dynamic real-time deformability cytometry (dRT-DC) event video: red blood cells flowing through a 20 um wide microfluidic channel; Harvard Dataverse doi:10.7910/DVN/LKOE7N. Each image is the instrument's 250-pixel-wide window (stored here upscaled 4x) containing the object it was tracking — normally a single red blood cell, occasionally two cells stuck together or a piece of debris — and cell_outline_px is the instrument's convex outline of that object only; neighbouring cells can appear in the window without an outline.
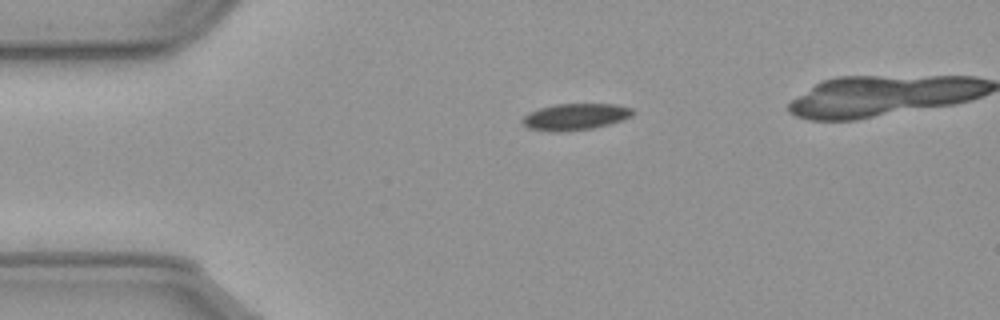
{"species": "common noctule bat (a hibernating species)", "species_latin": "Nyctalus noctula", "temperature_condition": "cold", "stored_images_in_passage": 37, "camera_frame_rate_fps": 3000, "um_per_image_px": 0.085, "animal": {"sex": "male", "body_mass_g": 23.1, "forearm_length_mm": 52.7}, "frame": {"image": 1, "passage_image": 1, "time_ms": 0.0, "image_size_px": [1000, 320], "cell_outline_px": [[632, 116], [620, 120], [592, 128], [528, 128], [520, 120], [528, 112], [552, 104], [616, 104], [632, 108]], "centroid_in_image_um": [48.92, 9.85], "position_along_channel_um": 36.1, "area_um2": 15.9}}
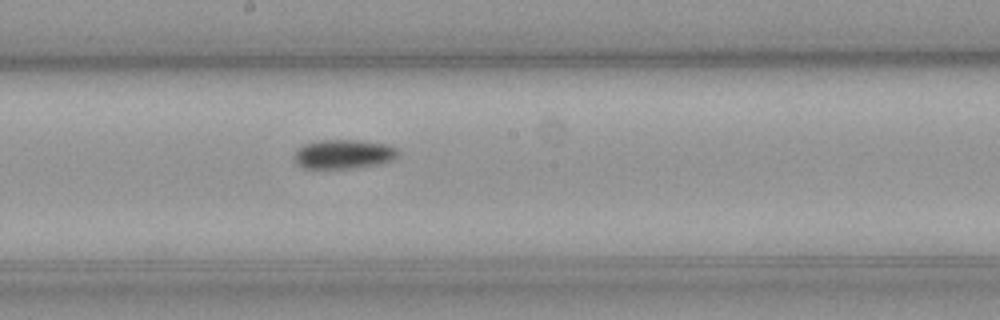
{"frame": {"image": 2, "passage_image": 19, "time_ms": 6.0, "image_size_px": [1000, 320], "cell_outline_px": [[400, 152], [392, 160], [376, 164], [348, 168], [304, 168], [296, 160], [296, 148], [304, 144], [320, 140], [360, 140], [388, 144], [396, 148]], "centroid_in_image_um": [29.23, 13.08], "position_along_channel_um": 219.0, "area_um2": 17.4}}
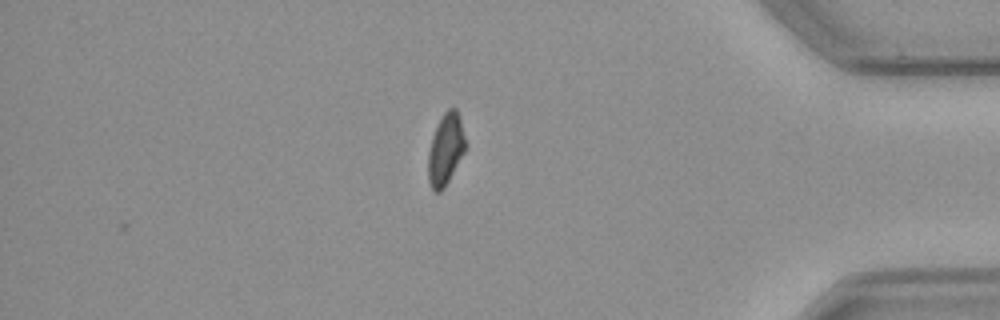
{"frame": {"image": 3, "passage_image": 37, "time_ms": 12.0, "image_size_px": [1000, 320], "cell_outline_px": [[464, 152], [444, 188], [440, 192], [436, 192], [432, 188], [428, 180], [428, 152], [432, 136], [444, 112], [448, 108], [456, 108], [460, 116], [464, 136]], "centroid_in_image_um": [37.86, 12.69], "position_along_channel_um": 397.3, "area_um2": 15.2}, "authors_computed_cell_mechanics": {"area_um2": 16.762, "velocity_mm_per_s": 3.596, "shape_relaxation_time_tau1_ms": 4.3937, "shape_relaxation_time_tau2_ms": null, "deformation_change_tau1": 0.0939, "deformation_change_tau2": null}}